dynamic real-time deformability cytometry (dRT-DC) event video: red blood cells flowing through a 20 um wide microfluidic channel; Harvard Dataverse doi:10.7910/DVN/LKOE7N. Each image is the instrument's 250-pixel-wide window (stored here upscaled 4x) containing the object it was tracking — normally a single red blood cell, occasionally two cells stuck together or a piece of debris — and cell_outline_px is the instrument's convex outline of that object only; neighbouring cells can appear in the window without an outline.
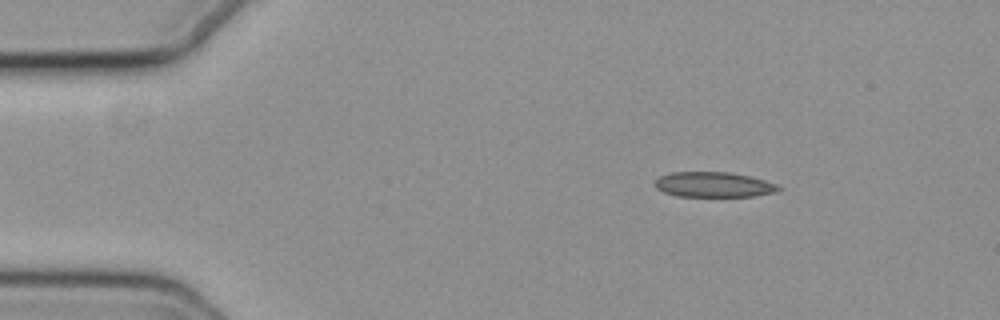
{"species": "common noctule bat (a hibernating species)", "species_latin": "Nyctalus noctula", "temperature_condition": "cold", "stored_images_in_passage": 48, "camera_frame_rate_fps": 3000, "um_per_image_px": 0.085, "animal": {"sex": "female", "body_mass_g": 19.3, "forearm_length_mm": 54.1}, "frame": {"image": 1, "passage_image": 1, "time_ms": 0.0, "image_size_px": [1000, 320], "cell_outline_px": [[784, 188], [776, 192], [752, 196], [676, 196], [664, 192], [656, 188], [652, 184], [660, 176], [672, 172], [732, 172], [764, 180], [776, 184]], "centroid_in_image_um": [60.65, 15.69], "position_along_channel_um": 24.4, "area_um2": 18.15}}
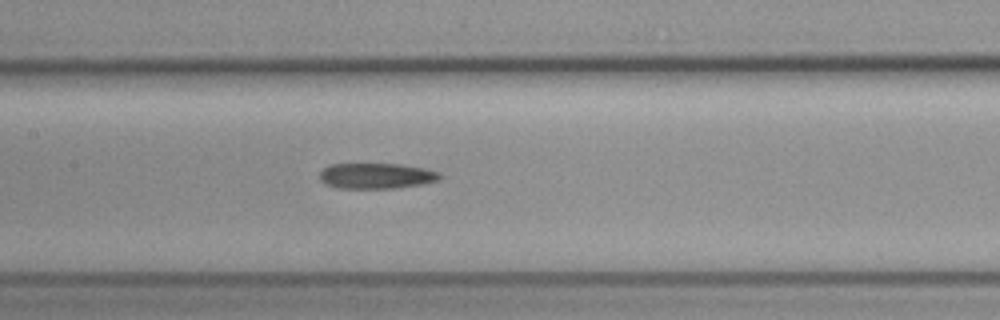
{"frame": {"image": 2, "passage_image": 19, "time_ms": 6.0, "image_size_px": [1000, 320], "cell_outline_px": [[440, 180], [424, 184], [396, 188], [340, 188], [324, 184], [320, 180], [320, 172], [324, 168], [332, 164], [400, 164], [424, 168], [440, 172]], "centroid_in_image_um": [32.01, 14.95], "position_along_channel_um": 175.4, "area_um2": 17.98}}
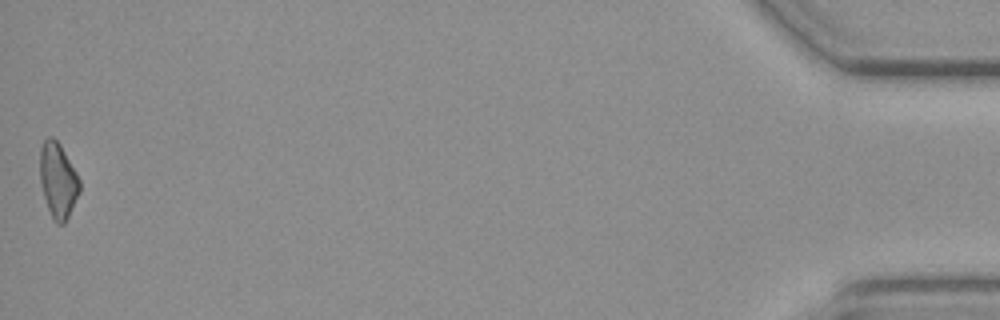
{"frame": {"image": 3, "passage_image": 48, "time_ms": 15.667, "image_size_px": [1000, 320], "cell_outline_px": [[80, 192], [64, 224], [56, 224], [52, 220], [44, 196], [40, 180], [40, 148], [44, 140], [48, 136], [52, 136], [60, 144], [76, 172], [80, 180]], "centroid_in_image_um": [4.93, 15.33], "position_along_channel_um": 430.3, "area_um2": 17.34}}